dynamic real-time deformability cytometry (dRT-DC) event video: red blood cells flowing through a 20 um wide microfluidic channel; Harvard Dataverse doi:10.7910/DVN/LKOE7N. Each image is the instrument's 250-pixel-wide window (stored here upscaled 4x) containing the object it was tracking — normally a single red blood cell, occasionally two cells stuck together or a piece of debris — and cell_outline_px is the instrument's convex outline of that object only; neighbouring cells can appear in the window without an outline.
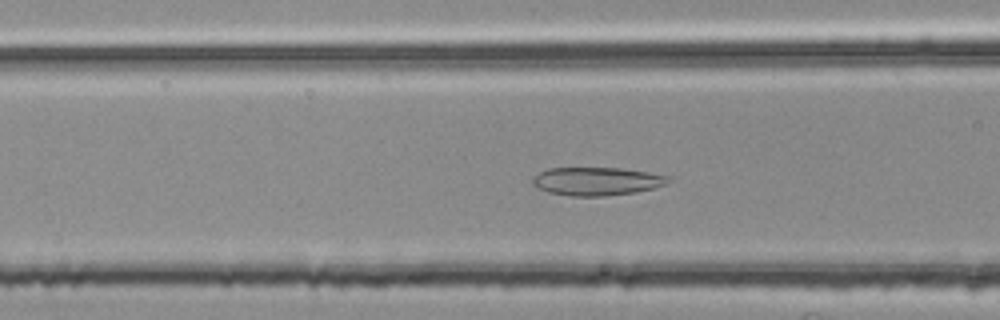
{"species": "common noctule bat (a hibernating species)", "species_latin": "Nyctalus noctula", "temperature_condition": "room temperature", "stored_images_in_passage": 53, "camera_frame_rate_fps": 3000, "um_per_image_px": 0.085, "animal": {"sex": "female", "body_mass_g": 25.1}, "frame": {"image": 1, "passage_image": 21, "time_ms": 6.667, "image_size_px": [1000, 320], "cell_outline_px": [[672, 180], [664, 184], [652, 188], [636, 192], [604, 196], [572, 196], [548, 192], [532, 184], [532, 180], [540, 172], [548, 168], [620, 168], [648, 172], [668, 176]], "centroid_in_image_um": [50.73, 15.4], "position_along_channel_um": 115.9, "area_um2": 22.08}}
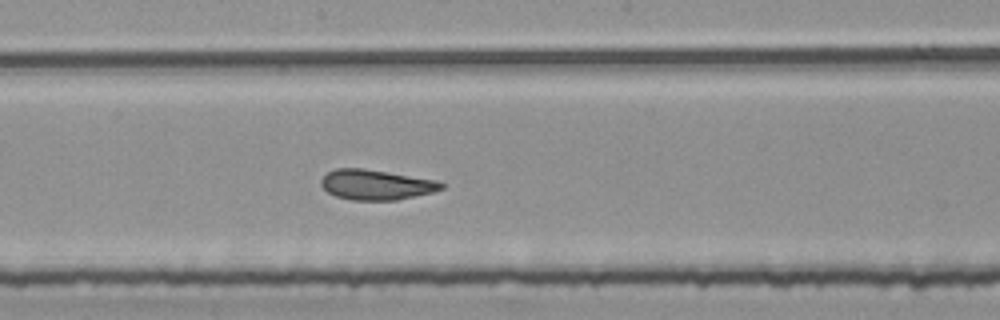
{"frame": {"image": 2, "passage_image": 29, "time_ms": 9.333, "image_size_px": [1000, 320], "cell_outline_px": [[444, 188], [432, 192], [396, 200], [352, 200], [336, 196], [328, 192], [320, 184], [320, 180], [328, 172], [336, 168], [364, 168], [436, 180], [444, 184]], "centroid_in_image_um": [31.95, 15.7], "position_along_channel_um": 216.3, "area_um2": 20.98}}
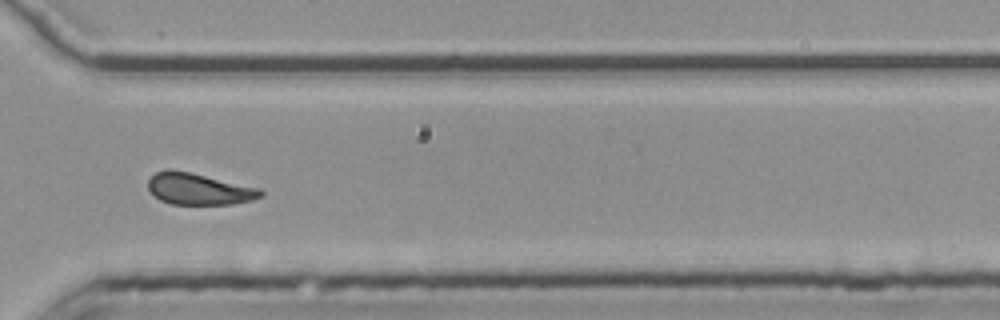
{"frame": {"image": 3, "passage_image": 40, "time_ms": 13.0, "image_size_px": [1000, 320], "cell_outline_px": [[264, 196], [252, 200], [232, 204], [172, 204], [160, 200], [148, 188], [148, 180], [156, 172], [188, 172], [260, 188], [264, 192]], "centroid_in_image_um": [16.97, 16.1], "position_along_channel_um": 353.6, "area_um2": 20.06}, "authors_computed_cell_mechanics": {"area_um2": 21.386, "velocity_mm_per_s": 3.7538, "shape_relaxation_time_tau1_ms": null, "shape_relaxation_time_tau2_ms": 2.1574, "deformation_change_tau1": null, "deformation_change_tau2": 0.089}}